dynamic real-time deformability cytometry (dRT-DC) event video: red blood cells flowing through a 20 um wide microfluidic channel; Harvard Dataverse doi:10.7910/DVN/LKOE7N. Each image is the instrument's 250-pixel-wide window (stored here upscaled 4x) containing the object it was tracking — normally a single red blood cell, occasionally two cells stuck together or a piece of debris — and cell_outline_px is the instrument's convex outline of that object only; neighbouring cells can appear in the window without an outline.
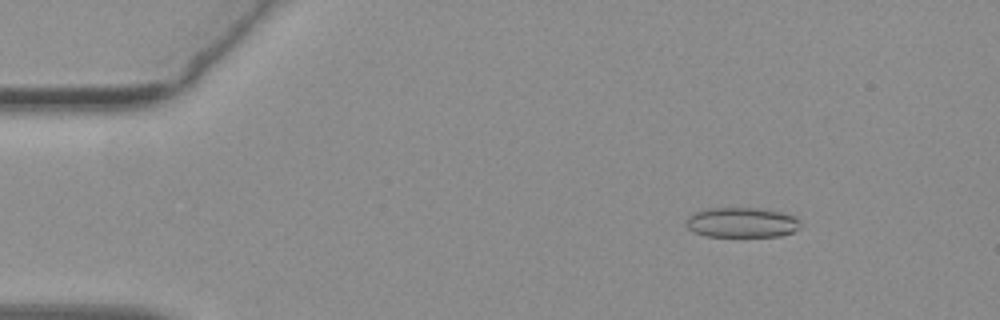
{"species": "common noctule bat (a hibernating species)", "species_latin": "Nyctalus noctula", "temperature_condition": "warm", "stored_images_in_passage": 55, "camera_frame_rate_fps": 3000, "um_per_image_px": 0.085, "animal": {"sex": "female", "body_mass_g": 19.3, "forearm_length_mm": 54.1}, "frame": {"image": 1, "passage_image": 8, "time_ms": 2.333, "image_size_px": [1000, 320], "cell_outline_px": [[800, 228], [792, 232], [780, 236], [704, 236], [688, 228], [684, 220], [688, 216], [696, 212], [708, 208], [756, 208], [780, 212], [792, 216], [800, 220]], "centroid_in_image_um": [63.03, 18.91], "position_along_channel_um": 22.0, "area_um2": 19.88}}
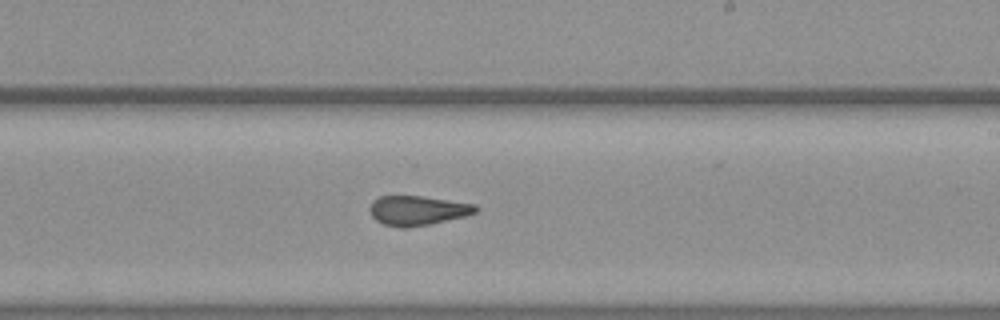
{"frame": {"image": 2, "passage_image": 33, "time_ms": 10.667, "image_size_px": [1000, 320], "cell_outline_px": [[480, 208], [476, 212], [464, 216], [432, 224], [404, 228], [400, 228], [384, 224], [376, 220], [372, 216], [372, 200], [380, 196], [424, 196], [476, 204]], "centroid_in_image_um": [35.54, 17.89], "position_along_channel_um": 253.5, "area_um2": 18.21}}
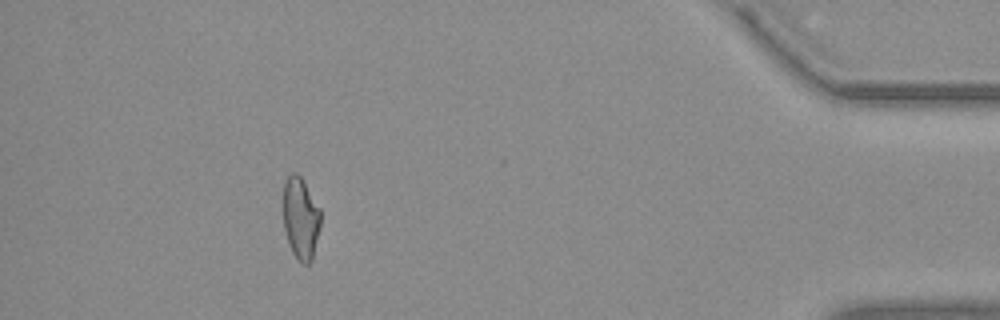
{"frame": {"image": 3, "passage_image": 50, "time_ms": 16.333, "image_size_px": [1000, 320], "cell_outline_px": [[320, 228], [312, 260], [308, 264], [300, 264], [292, 252], [288, 244], [284, 228], [284, 180], [292, 172], [296, 172], [300, 176], [320, 208]], "centroid_in_image_um": [25.56, 18.58], "position_along_channel_um": 409.6, "area_um2": 17.92}, "authors_computed_cell_mechanics": {"area_um2": 19.1318, "velocity_mm_per_s": 3.7853, "shape_relaxation_time_tau1_ms": null, "shape_relaxation_time_tau2_ms": 2.3694, "deformation_change_tau1": null, "deformation_change_tau2": 0.0896}}